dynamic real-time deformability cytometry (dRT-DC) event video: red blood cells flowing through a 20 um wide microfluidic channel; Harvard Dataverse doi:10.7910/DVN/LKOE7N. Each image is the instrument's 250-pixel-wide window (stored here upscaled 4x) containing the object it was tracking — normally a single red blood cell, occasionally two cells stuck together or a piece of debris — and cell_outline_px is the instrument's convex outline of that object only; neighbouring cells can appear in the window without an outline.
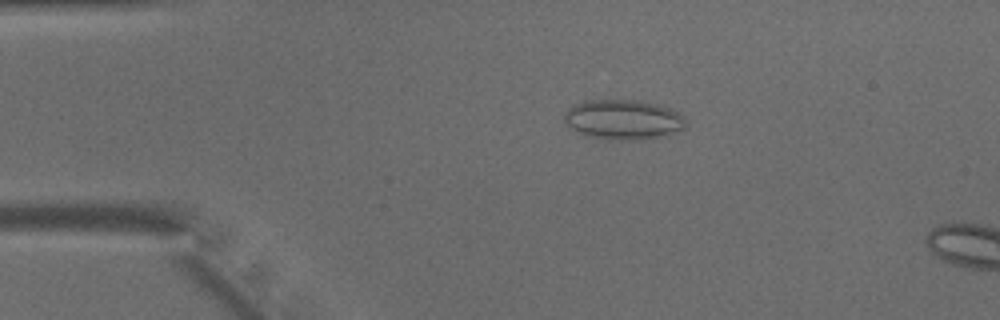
{"species": "common noctule bat (a hibernating species)", "species_latin": "Nyctalus noctula", "temperature_condition": "warm", "stored_images_in_passage": 48, "segment_of_instrument_passage": [1, 2], "camera_frame_rate_fps": 3000, "um_per_image_px": 0.085, "animal": {"sex": "male", "body_mass_g": 15.6}, "frame": {"image": 1, "passage_image": 9, "time_ms": 2.667, "image_size_px": [1000, 320], "cell_outline_px": [[684, 128], [664, 136], [624, 140], [608, 140], [584, 136], [576, 132], [564, 120], [564, 112], [572, 104], [584, 100], [636, 100], [656, 104], [668, 108], [684, 116]], "centroid_in_image_um": [52.89, 10.16], "position_along_channel_um": 32.1, "area_um2": 28.21}}
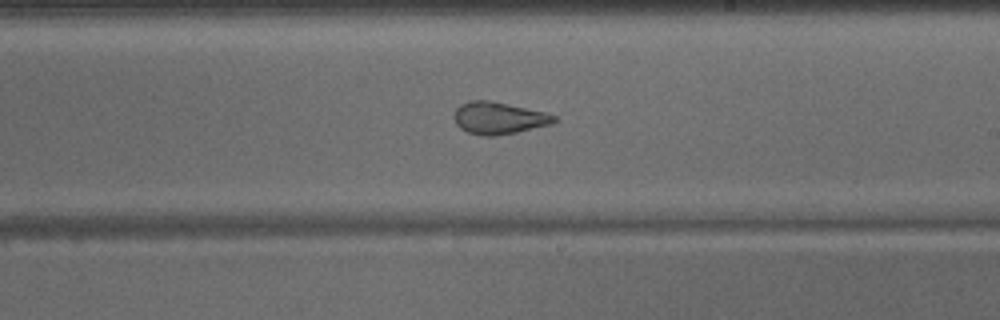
{"frame": {"image": 2, "passage_image": 27, "time_ms": 8.667, "image_size_px": [1000, 320], "cell_outline_px": [[560, 120], [548, 124], [516, 132], [496, 136], [484, 136], [468, 132], [460, 128], [456, 124], [452, 116], [456, 108], [460, 104], [472, 100], [488, 100], [508, 104], [544, 112], [556, 116]], "centroid_in_image_um": [42.34, 10.03], "position_along_channel_um": 246.7, "area_um2": 18.61}}
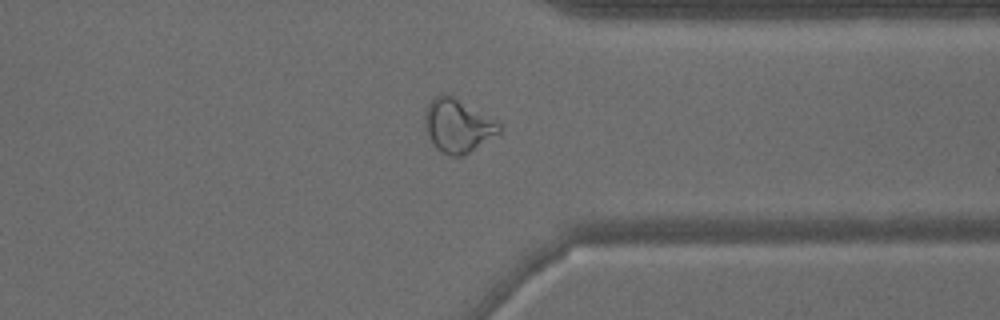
{"frame": {"image": 3, "passage_image": 36, "time_ms": 11.667, "image_size_px": [1000, 320], "cell_outline_px": [[500, 132], [468, 152], [460, 156], [452, 156], [440, 152], [436, 148], [428, 136], [424, 128], [424, 112], [432, 96], [452, 96], [500, 124]], "centroid_in_image_um": [38.83, 10.7], "position_along_channel_um": 372.6, "area_um2": 22.43}}